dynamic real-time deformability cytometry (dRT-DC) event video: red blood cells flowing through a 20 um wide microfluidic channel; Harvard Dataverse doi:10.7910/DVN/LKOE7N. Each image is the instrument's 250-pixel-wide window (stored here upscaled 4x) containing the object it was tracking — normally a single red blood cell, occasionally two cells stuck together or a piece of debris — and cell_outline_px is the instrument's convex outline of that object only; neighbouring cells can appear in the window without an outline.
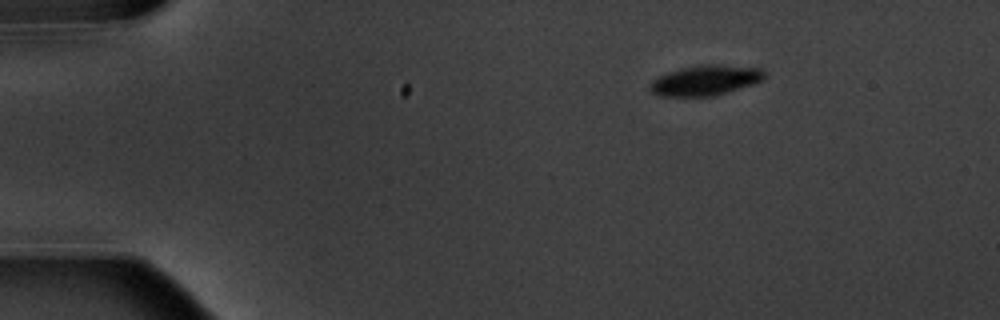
{"species": "common noctule bat (a hibernating species)", "species_latin": "Nyctalus noctula", "temperature_condition": "warm", "stored_images_in_passage": 9, "camera_frame_rate_fps": 3000, "um_per_image_px": 0.085, "animal": {"sex": "male", "body_mass_g": 20.1, "forearm_length_mm": 53.5}, "frame": {"image": 1, "passage_image": 1, "time_ms": 0.0, "image_size_px": [1000, 320], "cell_outline_px": [[764, 76], [760, 80], [712, 96], [660, 96], [652, 92], [648, 88], [648, 84], [652, 80], [668, 72], [680, 68], [708, 64], [716, 64], [764, 68]], "centroid_in_image_um": [59.88, 6.81], "position_along_channel_um": 25.1, "area_um2": 19.71}}
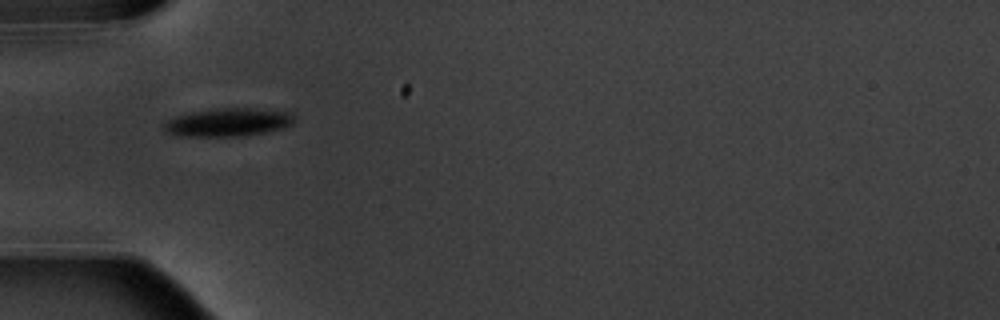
{"frame": {"image": 2, "passage_image": 4, "time_ms": 3.333, "image_size_px": [1000, 320], "cell_outline_px": [[292, 124], [268, 132], [244, 136], [172, 136], [164, 132], [164, 124], [168, 120], [176, 116], [192, 112], [216, 108], [252, 108], [292, 112]], "centroid_in_image_um": [19.34, 10.4], "position_along_channel_um": 65.7, "area_um2": 21.44}}
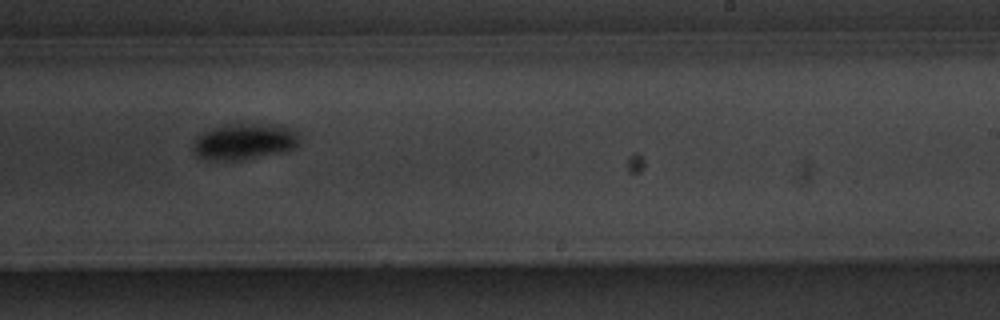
{"frame": {"image": 3, "passage_image": 9, "time_ms": 9.0, "image_size_px": [1000, 320], "cell_outline_px": [[300, 144], [296, 148], [284, 152], [240, 160], [208, 160], [196, 156], [192, 152], [192, 144], [196, 136], [212, 128], [224, 124], [280, 124], [296, 132], [300, 136]], "centroid_in_image_um": [20.77, 12.03], "position_along_channel_um": 268.2, "area_um2": 22.89}}